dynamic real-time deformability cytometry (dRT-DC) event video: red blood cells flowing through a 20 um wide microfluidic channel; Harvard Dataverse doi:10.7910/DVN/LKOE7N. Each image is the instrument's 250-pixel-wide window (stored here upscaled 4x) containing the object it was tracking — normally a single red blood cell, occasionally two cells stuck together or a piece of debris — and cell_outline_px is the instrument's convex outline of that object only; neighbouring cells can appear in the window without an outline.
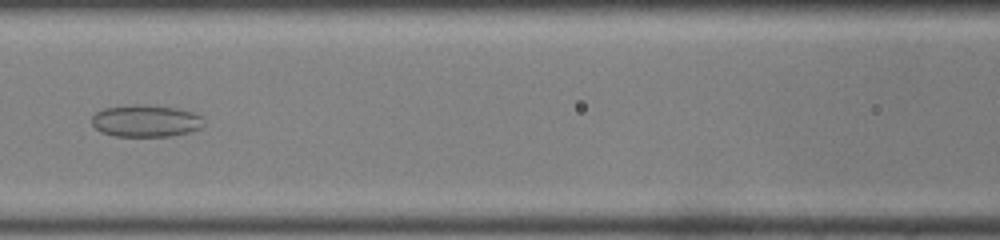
{"species": "common noctule bat (a hibernating species)", "species_latin": "Nyctalus noctula", "temperature_condition": "room temperature", "stored_images_in_passage": 50, "camera_frame_rate_fps": 3000, "um_per_image_px": 0.085, "animal": {"sex": "male", "body_mass_g": 19.0, "forearm_length_mm": 50.8}, "frame": {"image": 1, "passage_image": 21, "time_ms": 6.667, "image_size_px": [1000, 240], "cell_outline_px": [[204, 124], [200, 128], [188, 132], [172, 136], [116, 136], [100, 132], [92, 124], [92, 116], [96, 112], [104, 108], [136, 104], [144, 104], [180, 108], [204, 116]], "centroid_in_image_um": [12.42, 10.27], "position_along_channel_um": 154.2, "area_um2": 21.15}}
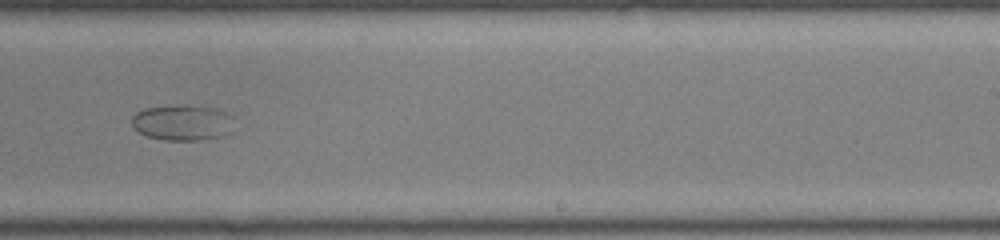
{"frame": {"image": 2, "passage_image": 30, "time_ms": 9.667, "image_size_px": [1000, 240], "cell_outline_px": [[236, 116], [232, 132], [224, 136], [200, 140], [164, 140], [148, 136], [140, 132], [132, 124], [132, 116], [136, 112], [144, 108], [184, 104], [192, 104], [216, 108], [228, 112]], "centroid_in_image_um": [15.62, 10.4], "position_along_channel_um": 273.4, "area_um2": 21.96}}
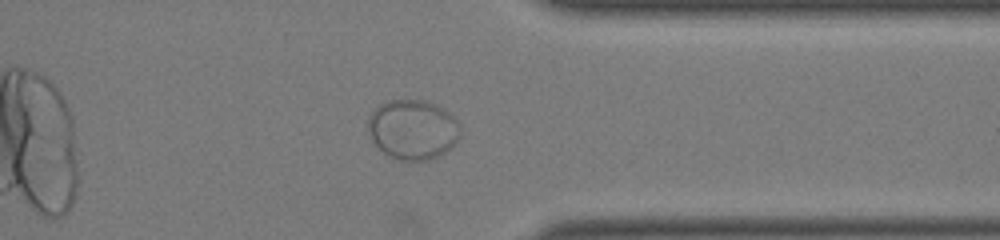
{"frame": {"image": 3, "passage_image": 38, "time_ms": 12.333, "image_size_px": [1000, 240], "cell_outline_px": [[460, 136], [440, 156], [428, 160], [400, 160], [388, 156], [372, 140], [368, 132], [368, 120], [372, 112], [380, 104], [388, 100], [424, 100], [448, 112], [460, 124]], "centroid_in_image_um": [35.07, 11.01], "position_along_channel_um": 376.3, "area_um2": 31.79}}